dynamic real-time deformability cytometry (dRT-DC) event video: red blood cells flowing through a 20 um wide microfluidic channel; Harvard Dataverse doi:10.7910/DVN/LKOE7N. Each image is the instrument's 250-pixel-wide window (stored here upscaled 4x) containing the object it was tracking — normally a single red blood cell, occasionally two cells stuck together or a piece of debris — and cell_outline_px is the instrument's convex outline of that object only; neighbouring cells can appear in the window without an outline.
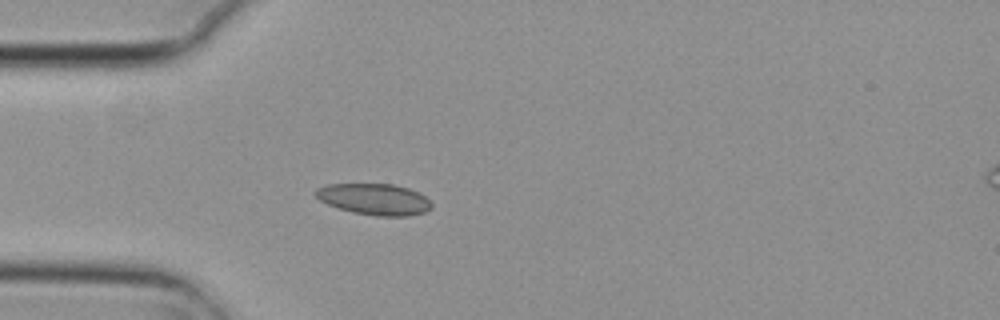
{"species": "common noctule bat (a hibernating species)", "species_latin": "Nyctalus noctula", "temperature_condition": "cold", "stored_images_in_passage": 3, "camera_frame_rate_fps": 3000, "um_per_image_px": 0.085, "animal": {"sex": "female", "body_mass_g": 29.2, "forearm_length_mm": 56.3}, "frame": {"image": 1, "passage_image": 3, "time_ms": 0.667, "image_size_px": [1000, 320], "cell_outline_px": [[432, 208], [424, 212], [408, 216], [376, 216], [352, 212], [336, 208], [320, 200], [312, 192], [316, 188], [328, 184], [392, 184], [408, 188], [420, 192], [432, 204]], "centroid_in_image_um": [31.8, 16.93], "position_along_channel_um": 53.2, "area_um2": 21.27}}